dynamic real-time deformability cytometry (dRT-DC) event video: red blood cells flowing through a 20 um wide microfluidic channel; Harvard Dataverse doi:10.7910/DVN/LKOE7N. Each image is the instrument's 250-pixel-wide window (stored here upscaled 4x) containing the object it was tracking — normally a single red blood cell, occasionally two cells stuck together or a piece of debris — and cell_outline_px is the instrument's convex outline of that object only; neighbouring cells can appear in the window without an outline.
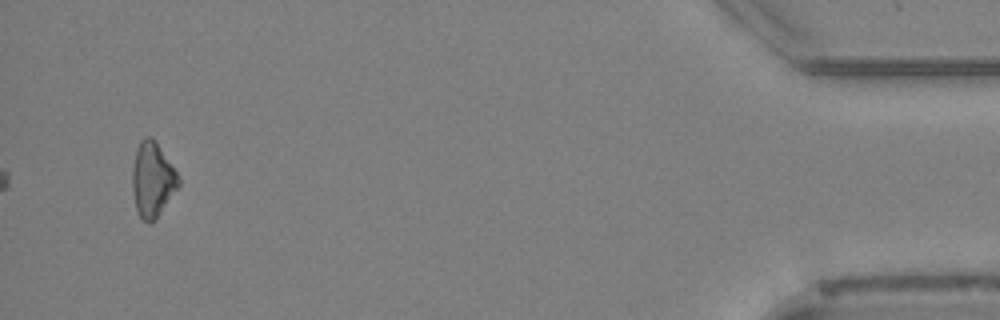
{"species": "Egyptian fruit bat (a non-hibernating species)", "species_latin": "Rousettus aegyptiacus", "temperature_condition": "cold", "stored_images_in_passage": 39, "camera_frame_rate_fps": 3000, "um_per_image_px": 0.085, "animal": {"sex": "female"}, "frame": {"image": 1, "passage_image": 39, "time_ms": 12.667, "image_size_px": [1000, 320], "cell_outline_px": [[180, 184], [156, 220], [148, 224], [136, 212], [132, 188], [132, 168], [136, 148], [140, 140], [144, 136], [152, 136], [176, 172], [180, 180]], "centroid_in_image_um": [12.93, 15.28], "position_along_channel_um": 422.3, "area_um2": 20.17}}